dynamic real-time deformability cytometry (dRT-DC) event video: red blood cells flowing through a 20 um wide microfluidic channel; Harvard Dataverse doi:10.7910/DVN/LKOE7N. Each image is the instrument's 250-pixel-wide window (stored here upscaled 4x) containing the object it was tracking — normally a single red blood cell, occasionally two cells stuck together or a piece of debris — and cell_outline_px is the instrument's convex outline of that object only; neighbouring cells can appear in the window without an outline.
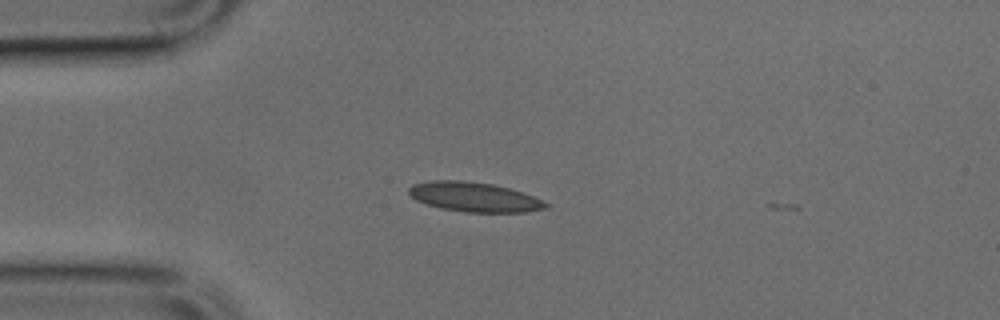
{"species": "common noctule bat (a hibernating species)", "species_latin": "Nyctalus noctula", "temperature_condition": "cold", "stored_images_in_passage": 2, "camera_frame_rate_fps": 3000, "um_per_image_px": 0.085, "animal": {"sex": "male", "body_mass_g": 17.9, "forearm_length_mm": 54.2}, "frame": {"image": 1, "passage_image": 1, "time_ms": 0.0, "image_size_px": [1000, 320], "cell_outline_px": [[548, 208], [524, 212], [464, 212], [440, 208], [416, 200], [408, 192], [408, 188], [412, 184], [432, 180], [460, 180], [492, 184], [508, 188], [532, 196], [548, 204]], "centroid_in_image_um": [40.26, 16.74], "position_along_channel_um": 44.7, "area_um2": 23.35}}